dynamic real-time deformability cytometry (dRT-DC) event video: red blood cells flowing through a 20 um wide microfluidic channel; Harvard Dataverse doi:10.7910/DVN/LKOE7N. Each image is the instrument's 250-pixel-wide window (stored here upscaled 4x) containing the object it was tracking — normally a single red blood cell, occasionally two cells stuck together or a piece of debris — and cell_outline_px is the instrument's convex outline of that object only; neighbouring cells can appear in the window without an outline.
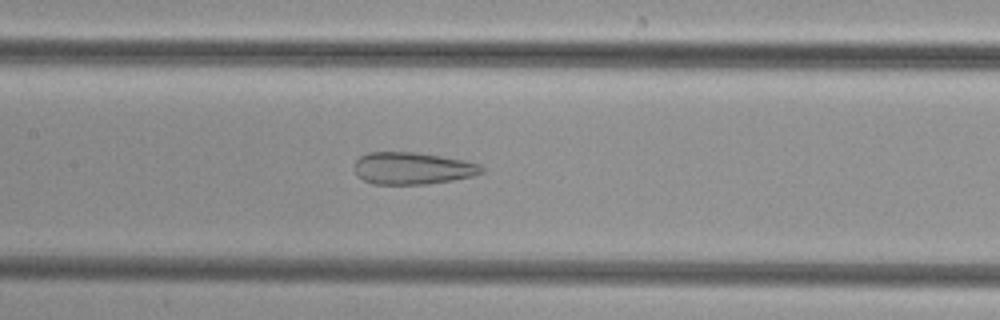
{"species": "common noctule bat (a hibernating species)", "species_latin": "Nyctalus noctula", "temperature_condition": "cold", "stored_images_in_passage": 49, "camera_frame_rate_fps": 3000, "um_per_image_px": 0.085, "animal": {"sex": "female", "body_mass_g": 29.2, "forearm_length_mm": 56.3}, "frame": {"image": 1, "passage_image": 23, "time_ms": 7.333, "image_size_px": [1000, 320], "cell_outline_px": [[484, 172], [472, 176], [452, 180], [424, 184], [372, 184], [356, 176], [352, 168], [356, 160], [360, 156], [368, 152], [412, 152], [440, 156], [480, 164], [484, 168]], "centroid_in_image_um": [35.0, 14.31], "position_along_channel_um": 172.4, "area_um2": 23.81}}
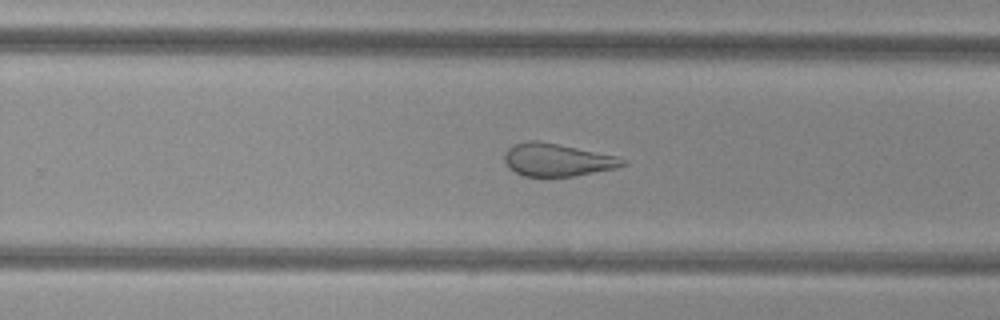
{"frame": {"image": 2, "passage_image": 31, "time_ms": 10.0, "image_size_px": [1000, 320], "cell_outline_px": [[628, 164], [616, 168], [572, 176], [524, 176], [508, 168], [504, 160], [504, 152], [508, 148], [516, 144], [528, 140], [536, 140], [616, 156], [628, 160]], "centroid_in_image_um": [47.35, 13.59], "position_along_channel_um": 282.5, "area_um2": 22.31}}
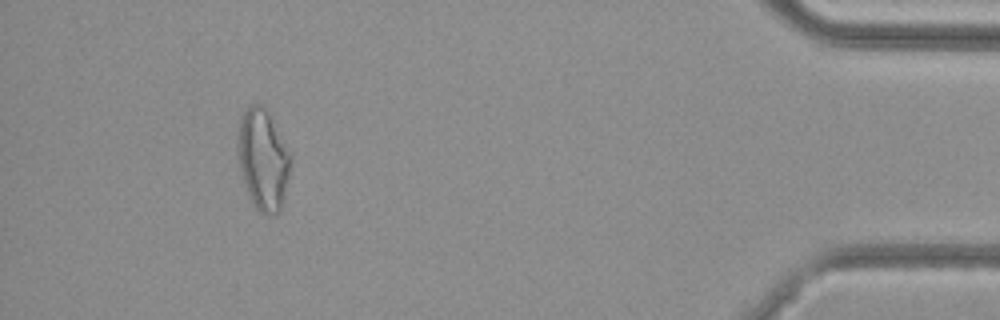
{"frame": {"image": 3, "passage_image": 45, "time_ms": 14.667, "image_size_px": [1000, 320], "cell_outline_px": [[292, 156], [288, 176], [280, 212], [268, 216], [260, 212], [252, 204], [248, 196], [240, 168], [236, 152], [236, 132], [240, 116], [252, 104], [260, 104], [264, 108]], "centroid_in_image_um": [22.3, 13.59], "position_along_channel_um": 412.9, "area_um2": 30.98}}